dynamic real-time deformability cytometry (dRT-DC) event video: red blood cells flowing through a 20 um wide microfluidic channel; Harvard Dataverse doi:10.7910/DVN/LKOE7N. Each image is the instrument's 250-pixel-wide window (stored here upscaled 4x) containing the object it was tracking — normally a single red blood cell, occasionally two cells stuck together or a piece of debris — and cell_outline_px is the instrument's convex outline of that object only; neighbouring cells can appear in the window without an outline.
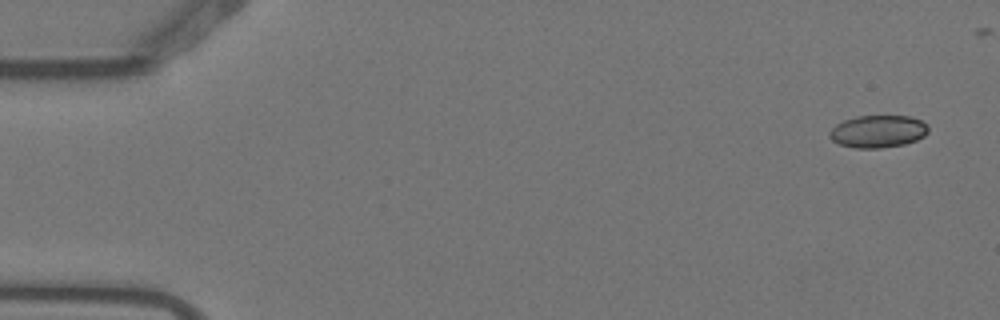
{"species": "Egyptian fruit bat (a non-hibernating species)", "species_latin": "Rousettus aegyptiacus", "temperature_condition": "warm", "stored_images_in_passage": 5, "camera_frame_rate_fps": 3000, "um_per_image_px": 0.085, "animal": {"sex": "female"}, "frame": {"image": 1, "passage_image": 1, "time_ms": 0.0, "image_size_px": [1000, 320], "cell_outline_px": [[928, 132], [924, 136], [916, 140], [904, 144], [880, 148], [856, 148], [840, 144], [832, 140], [828, 136], [828, 132], [836, 124], [844, 120], [856, 116], [908, 116], [920, 120], [928, 124]], "centroid_in_image_um": [74.62, 11.17], "position_along_channel_um": 10.4, "area_um2": 18.67}}
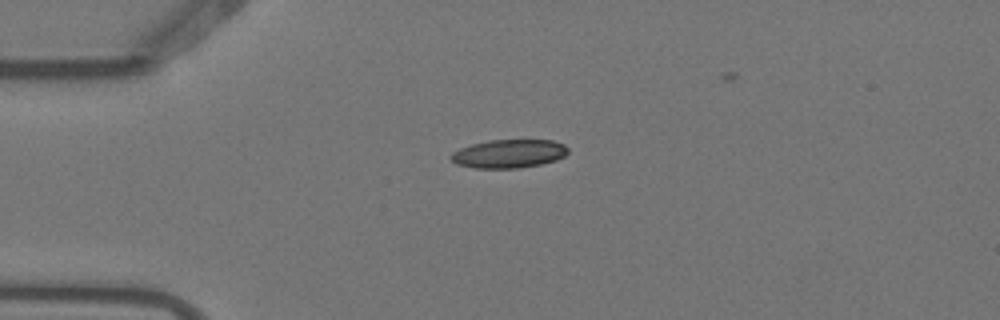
{"frame": {"image": 2, "passage_image": 4, "time_ms": 1.0, "image_size_px": [1000, 320], "cell_outline_px": [[568, 152], [564, 156], [556, 160], [540, 164], [516, 168], [476, 168], [456, 164], [448, 156], [452, 152], [460, 148], [472, 144], [488, 140], [552, 140], [564, 144], [568, 148]], "centroid_in_image_um": [43.24, 13.06], "position_along_channel_um": 41.8, "area_um2": 19.42}}